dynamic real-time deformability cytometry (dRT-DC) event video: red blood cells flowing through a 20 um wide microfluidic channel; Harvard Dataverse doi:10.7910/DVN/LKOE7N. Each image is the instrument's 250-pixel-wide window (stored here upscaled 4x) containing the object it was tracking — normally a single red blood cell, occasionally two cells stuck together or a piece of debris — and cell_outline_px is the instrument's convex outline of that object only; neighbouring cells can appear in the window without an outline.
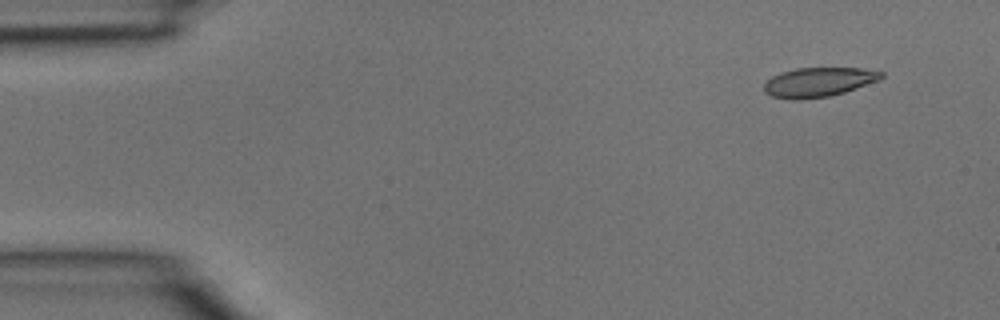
{"species": "common noctule bat (a hibernating species)", "species_latin": "Nyctalus noctula", "temperature_condition": "room temperature", "stored_images_in_passage": 3, "camera_frame_rate_fps": 3000, "um_per_image_px": 0.085, "animal": {"sex": "male", "body_mass_g": 15.6}, "frame": {"image": 1, "passage_image": 1, "time_ms": 0.0, "image_size_px": [1000, 320], "cell_outline_px": [[884, 76], [880, 80], [844, 92], [828, 96], [800, 100], [792, 100], [772, 96], [764, 92], [764, 84], [772, 76], [780, 72], [796, 68], [860, 68], [884, 72]], "centroid_in_image_um": [69.57, 6.98], "position_along_channel_um": 15.4, "area_um2": 20.11}}